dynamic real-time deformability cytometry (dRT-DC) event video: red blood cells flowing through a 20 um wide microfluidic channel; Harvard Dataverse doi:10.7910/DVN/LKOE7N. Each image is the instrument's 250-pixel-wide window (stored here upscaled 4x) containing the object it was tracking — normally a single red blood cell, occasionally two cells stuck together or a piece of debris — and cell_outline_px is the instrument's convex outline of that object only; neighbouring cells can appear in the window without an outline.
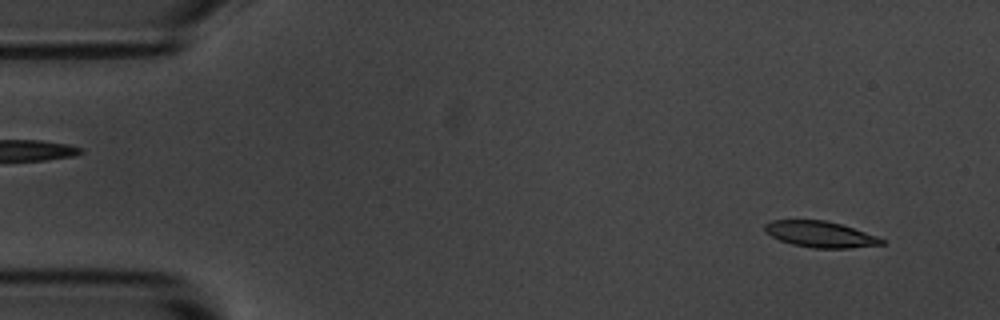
{"species": "common noctule bat (a hibernating species)", "species_latin": "Nyctalus noctula", "temperature_condition": "room temperature", "stored_images_in_passage": 54, "camera_frame_rate_fps": 3000, "um_per_image_px": 0.085, "animal": {"sex": "male", "body_mass_g": 20.1, "forearm_length_mm": 53.5}, "frame": {"image": 1, "passage_image": 4, "time_ms": 1.0, "image_size_px": [1000, 320], "cell_outline_px": [[884, 244], [848, 248], [812, 248], [792, 244], [780, 240], [764, 232], [764, 224], [772, 220], [824, 220], [840, 224], [876, 236], [884, 240]], "centroid_in_image_um": [69.67, 19.91], "position_along_channel_um": 15.3, "area_um2": 17.57}}
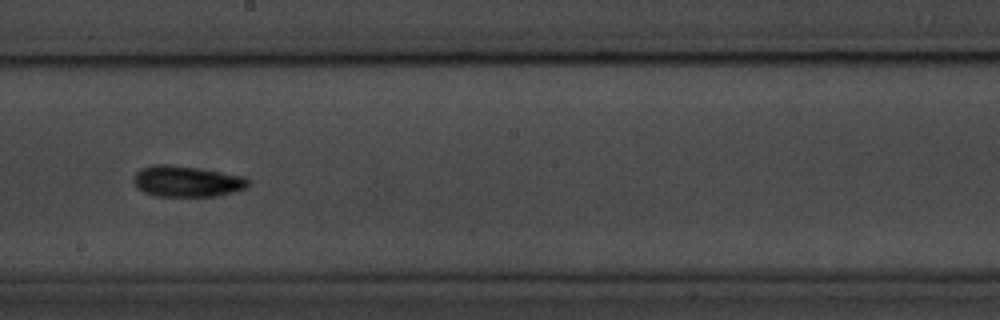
{"frame": {"image": 2, "passage_image": 30, "time_ms": 9.667, "image_size_px": [1000, 320], "cell_outline_px": [[248, 188], [216, 196], [156, 196], [144, 192], [136, 188], [132, 180], [136, 172], [140, 168], [152, 164], [172, 164], [244, 176], [248, 180]], "centroid_in_image_um": [15.83, 15.41], "position_along_channel_um": 232.4, "area_um2": 20.81}}
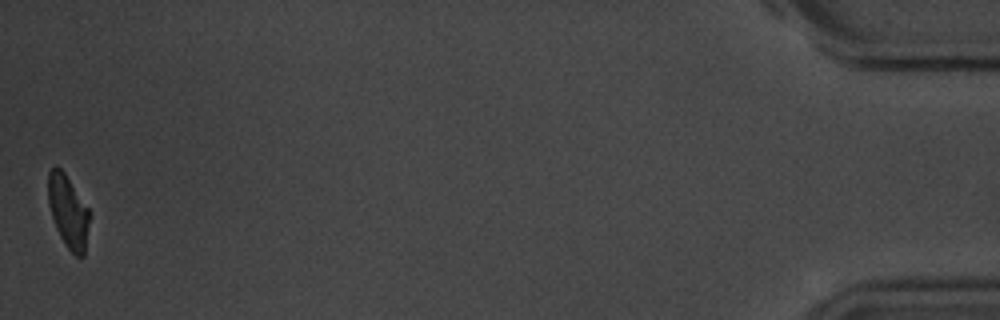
{"frame": {"image": 3, "passage_image": 54, "time_ms": 17.667, "image_size_px": [1000, 320], "cell_outline_px": [[92, 216], [84, 256], [76, 256], [64, 244], [56, 228], [48, 204], [48, 172], [56, 164], [64, 172], [88, 208]], "centroid_in_image_um": [5.82, 18.0], "position_along_channel_um": 429.4, "area_um2": 17.74}, "authors_computed_cell_mechanics": {"area_um2": 18.7561, "velocity_mm_per_s": 3.6606, "shape_relaxation_time_tau1_ms": 2.0607, "shape_relaxation_time_tau2_ms": 5.9877, "deformation_change_tau1": 0.122, "deformation_change_tau2": 0.1153}}